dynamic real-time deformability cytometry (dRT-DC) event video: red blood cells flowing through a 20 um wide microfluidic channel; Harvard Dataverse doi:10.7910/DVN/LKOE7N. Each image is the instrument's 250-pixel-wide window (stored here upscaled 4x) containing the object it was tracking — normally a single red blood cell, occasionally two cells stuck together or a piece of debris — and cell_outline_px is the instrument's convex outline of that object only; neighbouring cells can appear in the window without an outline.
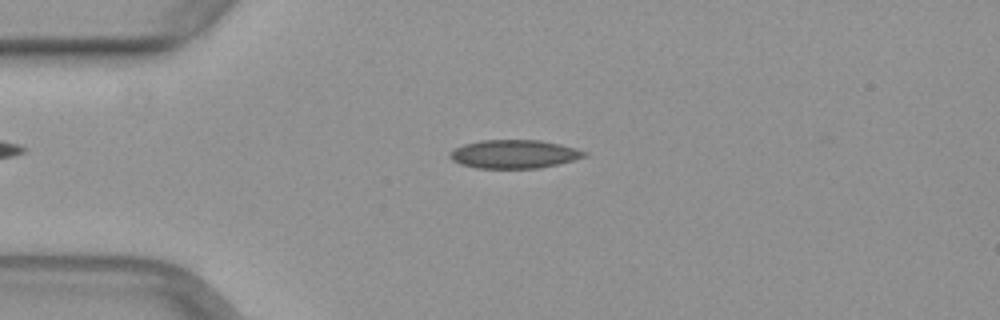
{"species": "common noctule bat (a hibernating species)", "species_latin": "Nyctalus noctula", "temperature_condition": "warm", "stored_images_in_passage": 39, "camera_frame_rate_fps": 3000, "um_per_image_px": 0.085, "animal": {"sex": "female", "body_mass_g": 29.2, "forearm_length_mm": 56.3}, "frame": {"image": 1, "passage_image": 1, "time_ms": 0.0, "image_size_px": [1000, 320], "cell_outline_px": [[588, 156], [556, 164], [536, 168], [476, 168], [460, 164], [452, 160], [448, 156], [448, 152], [464, 144], [480, 140], [540, 140], [560, 144], [576, 148], [588, 152]], "centroid_in_image_um": [43.68, 13.09], "position_along_channel_um": 41.3, "area_um2": 22.31}}
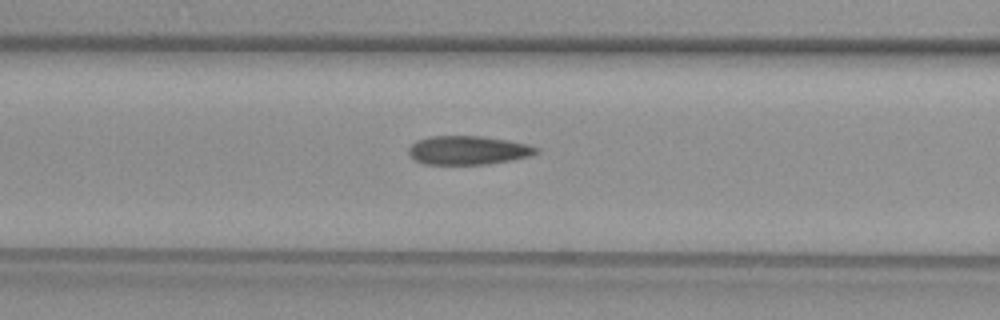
{"frame": {"image": 2, "passage_image": 9, "time_ms": 2.667, "image_size_px": [1000, 320], "cell_outline_px": [[540, 152], [532, 156], [512, 160], [488, 164], [424, 164], [416, 160], [408, 152], [408, 148], [416, 140], [428, 136], [484, 136], [508, 140], [528, 144], [540, 148]], "centroid_in_image_um": [39.83, 12.76], "position_along_channel_um": 126.8, "area_um2": 21.62}}
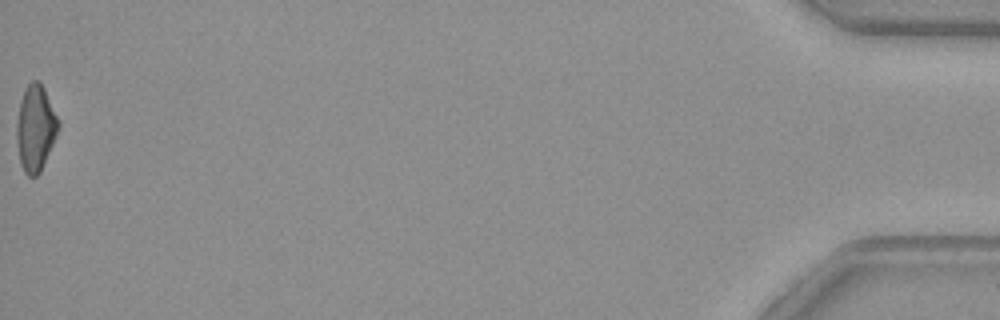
{"frame": {"image": 3, "passage_image": 39, "time_ms": 12.667, "image_size_px": [1000, 320], "cell_outline_px": [[60, 124], [56, 136], [40, 172], [36, 176], [28, 176], [24, 172], [20, 164], [16, 140], [16, 124], [20, 100], [28, 84], [32, 80], [36, 80], [44, 88], [60, 120]], "centroid_in_image_um": [3.01, 10.9], "position_along_channel_um": 432.2, "area_um2": 20.92}}